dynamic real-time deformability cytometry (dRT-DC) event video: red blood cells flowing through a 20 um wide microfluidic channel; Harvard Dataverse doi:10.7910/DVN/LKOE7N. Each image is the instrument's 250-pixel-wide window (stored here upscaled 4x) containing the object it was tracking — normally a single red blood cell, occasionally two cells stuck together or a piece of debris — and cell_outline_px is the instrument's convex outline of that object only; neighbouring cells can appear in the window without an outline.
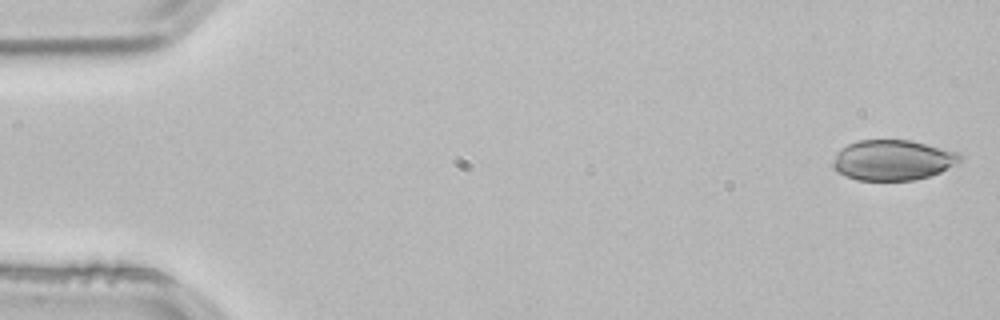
{"species": "common noctule bat (a hibernating species)", "species_latin": "Nyctalus noctula", "temperature_condition": "room temperature", "stored_images_in_passage": 52, "camera_frame_rate_fps": 3000, "um_per_image_px": 0.085, "animal": {"sex": "male", "body_mass_g": 21.5, "forearm_length_mm": 52.0}, "frame": {"image": 1, "passage_image": 1, "time_ms": 0.0, "image_size_px": [1000, 320], "cell_outline_px": [[964, 156], [956, 164], [940, 172], [916, 180], [856, 180], [844, 176], [836, 172], [832, 168], [832, 164], [836, 152], [840, 148], [856, 140], [912, 140], [956, 152]], "centroid_in_image_um": [75.83, 13.61], "position_along_channel_um": 9.2, "area_um2": 30.11}}
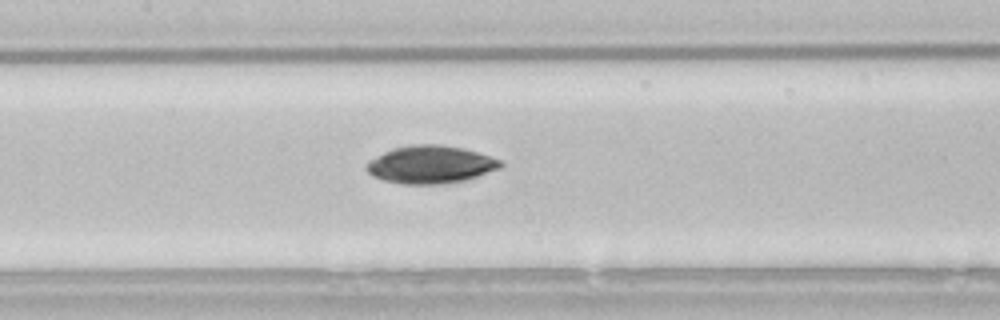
{"frame": {"image": 2, "passage_image": 24, "time_ms": 7.667, "image_size_px": [1000, 320], "cell_outline_px": [[504, 164], [500, 168], [464, 180], [440, 184], [400, 184], [384, 180], [372, 176], [364, 168], [368, 160], [392, 148], [408, 144], [440, 144], [464, 148], [500, 160]], "centroid_in_image_um": [36.54, 13.98], "position_along_channel_um": 170.9, "area_um2": 29.54}}
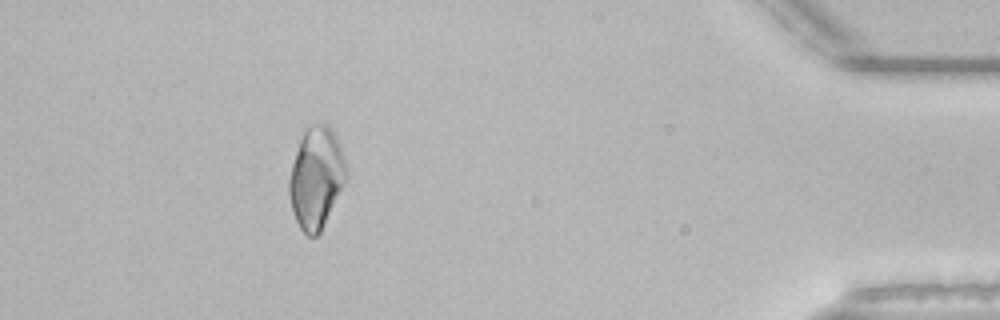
{"frame": {"image": 3, "passage_image": 47, "time_ms": 15.333, "image_size_px": [1000, 320], "cell_outline_px": [[348, 176], [320, 232], [316, 236], [308, 236], [300, 228], [296, 220], [292, 208], [288, 192], [288, 180], [292, 164], [304, 128], [316, 124], [328, 124], [332, 128], [340, 148], [348, 172]], "centroid_in_image_um": [26.87, 15.1], "position_along_channel_um": 408.3, "area_um2": 33.35}, "authors_computed_cell_mechanics": {"area_um2": 29.767, "velocity_mm_per_s": 3.8435, "shape_relaxation_time_tau1_ms": 4.5294, "shape_relaxation_time_tau2_ms": null, "deformation_change_tau1": 0.1024, "deformation_change_tau2": null}}